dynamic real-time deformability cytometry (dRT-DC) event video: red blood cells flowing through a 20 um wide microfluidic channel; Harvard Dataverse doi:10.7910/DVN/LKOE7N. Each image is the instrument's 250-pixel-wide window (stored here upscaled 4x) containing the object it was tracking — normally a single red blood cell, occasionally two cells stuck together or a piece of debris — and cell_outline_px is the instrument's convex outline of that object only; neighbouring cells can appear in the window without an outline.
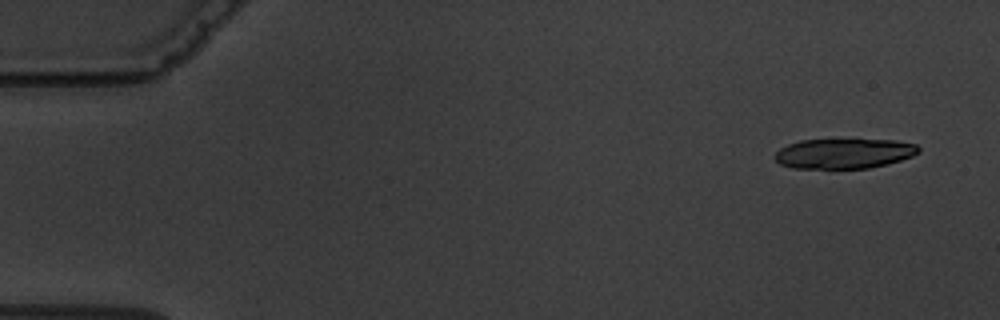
{"species": "common noctule bat (a hibernating species)", "species_latin": "Nyctalus noctula", "temperature_condition": "warm", "stored_images_in_passage": 4, "camera_frame_rate_fps": 3000, "um_per_image_px": 0.085, "animal": {"sex": "male", "body_mass_g": 19.5, "forearm_length_mm": 54.6}, "frame": {"image": 1, "passage_image": 1, "time_ms": 0.0, "image_size_px": [1000, 320], "cell_outline_px": [[920, 152], [912, 156], [888, 164], [868, 168], [792, 168], [780, 164], [772, 156], [780, 148], [788, 144], [800, 140], [896, 140], [916, 144], [920, 148]], "centroid_in_image_um": [71.73, 13.05], "position_along_channel_um": 13.3, "area_um2": 25.14}}